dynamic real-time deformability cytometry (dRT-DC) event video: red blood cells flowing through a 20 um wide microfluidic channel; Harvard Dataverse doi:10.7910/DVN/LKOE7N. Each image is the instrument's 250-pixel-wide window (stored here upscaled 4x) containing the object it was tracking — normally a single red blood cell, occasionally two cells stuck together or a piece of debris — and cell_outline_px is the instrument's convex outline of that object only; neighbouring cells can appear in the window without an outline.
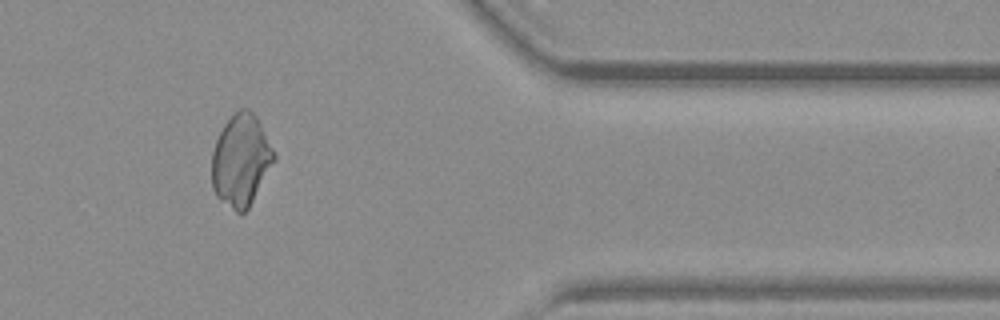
{"species": "common noctule bat (a hibernating species)", "species_latin": "Nyctalus noctula", "temperature_condition": "warm", "stored_images_in_passage": 41, "camera_frame_rate_fps": 3000, "um_per_image_px": 0.085, "animal": {"sex": "female", "body_mass_g": 19.3, "forearm_length_mm": 54.1}, "frame": {"image": 1, "passage_image": 33, "time_ms": 10.667, "image_size_px": [1000, 320], "cell_outline_px": [[276, 160], [248, 208], [244, 212], [236, 212], [220, 200], [216, 196], [212, 188], [212, 152], [216, 140], [224, 124], [240, 108], [248, 108], [256, 116], [276, 156]], "centroid_in_image_um": [20.47, 13.64], "position_along_channel_um": 390.9, "area_um2": 33.0}}